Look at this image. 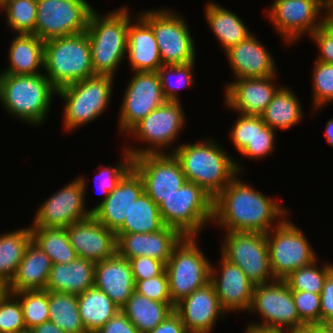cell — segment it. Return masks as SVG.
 <instances>
[{
  "instance_id": "obj_1",
  "label": "cell",
  "mask_w": 333,
  "mask_h": 333,
  "mask_svg": "<svg viewBox=\"0 0 333 333\" xmlns=\"http://www.w3.org/2000/svg\"><path fill=\"white\" fill-rule=\"evenodd\" d=\"M241 176L238 173L214 198L212 224L224 229V232L266 234L280 224L290 211L254 185L242 181Z\"/></svg>"
},
{
  "instance_id": "obj_2",
  "label": "cell",
  "mask_w": 333,
  "mask_h": 333,
  "mask_svg": "<svg viewBox=\"0 0 333 333\" xmlns=\"http://www.w3.org/2000/svg\"><path fill=\"white\" fill-rule=\"evenodd\" d=\"M194 142L179 143L173 154L186 180L215 198L238 173H243V163L230 156L221 143L211 137Z\"/></svg>"
},
{
  "instance_id": "obj_3",
  "label": "cell",
  "mask_w": 333,
  "mask_h": 333,
  "mask_svg": "<svg viewBox=\"0 0 333 333\" xmlns=\"http://www.w3.org/2000/svg\"><path fill=\"white\" fill-rule=\"evenodd\" d=\"M128 5L100 14L94 9L89 17L86 33L91 47L94 75L116 77L118 68L126 59L129 23L132 15Z\"/></svg>"
},
{
  "instance_id": "obj_4",
  "label": "cell",
  "mask_w": 333,
  "mask_h": 333,
  "mask_svg": "<svg viewBox=\"0 0 333 333\" xmlns=\"http://www.w3.org/2000/svg\"><path fill=\"white\" fill-rule=\"evenodd\" d=\"M57 89L44 73H0V105L12 118L38 127L46 122Z\"/></svg>"
},
{
  "instance_id": "obj_5",
  "label": "cell",
  "mask_w": 333,
  "mask_h": 333,
  "mask_svg": "<svg viewBox=\"0 0 333 333\" xmlns=\"http://www.w3.org/2000/svg\"><path fill=\"white\" fill-rule=\"evenodd\" d=\"M186 118L181 101H166L135 124L125 135L129 136V139L136 138L134 142H141L139 145L144 144L145 147L126 144L123 148L133 158L147 154H173L179 146L175 143L177 141L178 144V138L186 125Z\"/></svg>"
},
{
  "instance_id": "obj_6",
  "label": "cell",
  "mask_w": 333,
  "mask_h": 333,
  "mask_svg": "<svg viewBox=\"0 0 333 333\" xmlns=\"http://www.w3.org/2000/svg\"><path fill=\"white\" fill-rule=\"evenodd\" d=\"M115 77L94 75L57 90L62 98V130L72 133L97 120L109 109Z\"/></svg>"
},
{
  "instance_id": "obj_7",
  "label": "cell",
  "mask_w": 333,
  "mask_h": 333,
  "mask_svg": "<svg viewBox=\"0 0 333 333\" xmlns=\"http://www.w3.org/2000/svg\"><path fill=\"white\" fill-rule=\"evenodd\" d=\"M43 73L57 90L94 76L87 33L46 40Z\"/></svg>"
},
{
  "instance_id": "obj_8",
  "label": "cell",
  "mask_w": 333,
  "mask_h": 333,
  "mask_svg": "<svg viewBox=\"0 0 333 333\" xmlns=\"http://www.w3.org/2000/svg\"><path fill=\"white\" fill-rule=\"evenodd\" d=\"M153 30L162 65H182L196 61V41L182 14L170 8L136 12Z\"/></svg>"
},
{
  "instance_id": "obj_9",
  "label": "cell",
  "mask_w": 333,
  "mask_h": 333,
  "mask_svg": "<svg viewBox=\"0 0 333 333\" xmlns=\"http://www.w3.org/2000/svg\"><path fill=\"white\" fill-rule=\"evenodd\" d=\"M213 201L202 187L186 181L158 207L165 226L178 229L184 236L199 237L212 224Z\"/></svg>"
},
{
  "instance_id": "obj_10",
  "label": "cell",
  "mask_w": 333,
  "mask_h": 333,
  "mask_svg": "<svg viewBox=\"0 0 333 333\" xmlns=\"http://www.w3.org/2000/svg\"><path fill=\"white\" fill-rule=\"evenodd\" d=\"M197 241V236H185L174 248L165 265L169 294L174 307L210 282L212 263Z\"/></svg>"
},
{
  "instance_id": "obj_11",
  "label": "cell",
  "mask_w": 333,
  "mask_h": 333,
  "mask_svg": "<svg viewBox=\"0 0 333 333\" xmlns=\"http://www.w3.org/2000/svg\"><path fill=\"white\" fill-rule=\"evenodd\" d=\"M289 219L287 216L266 233L271 270L280 280L318 259L304 231Z\"/></svg>"
},
{
  "instance_id": "obj_12",
  "label": "cell",
  "mask_w": 333,
  "mask_h": 333,
  "mask_svg": "<svg viewBox=\"0 0 333 333\" xmlns=\"http://www.w3.org/2000/svg\"><path fill=\"white\" fill-rule=\"evenodd\" d=\"M87 187L88 181L84 175L68 181L38 206L30 227L67 228L89 218L92 212L86 208Z\"/></svg>"
},
{
  "instance_id": "obj_13",
  "label": "cell",
  "mask_w": 333,
  "mask_h": 333,
  "mask_svg": "<svg viewBox=\"0 0 333 333\" xmlns=\"http://www.w3.org/2000/svg\"><path fill=\"white\" fill-rule=\"evenodd\" d=\"M270 5L265 17L287 47L304 35L309 37L327 21L324 0H274Z\"/></svg>"
},
{
  "instance_id": "obj_14",
  "label": "cell",
  "mask_w": 333,
  "mask_h": 333,
  "mask_svg": "<svg viewBox=\"0 0 333 333\" xmlns=\"http://www.w3.org/2000/svg\"><path fill=\"white\" fill-rule=\"evenodd\" d=\"M247 313L258 315L261 319L251 323L275 328L285 333L305 326L300 320L292 291L285 280L275 279L269 283L256 285L251 307Z\"/></svg>"
},
{
  "instance_id": "obj_15",
  "label": "cell",
  "mask_w": 333,
  "mask_h": 333,
  "mask_svg": "<svg viewBox=\"0 0 333 333\" xmlns=\"http://www.w3.org/2000/svg\"><path fill=\"white\" fill-rule=\"evenodd\" d=\"M221 243V254L240 267L255 286L275 280L265 233L224 232Z\"/></svg>"
},
{
  "instance_id": "obj_16",
  "label": "cell",
  "mask_w": 333,
  "mask_h": 333,
  "mask_svg": "<svg viewBox=\"0 0 333 333\" xmlns=\"http://www.w3.org/2000/svg\"><path fill=\"white\" fill-rule=\"evenodd\" d=\"M94 9L87 0H37L33 34L46 41L86 32Z\"/></svg>"
},
{
  "instance_id": "obj_17",
  "label": "cell",
  "mask_w": 333,
  "mask_h": 333,
  "mask_svg": "<svg viewBox=\"0 0 333 333\" xmlns=\"http://www.w3.org/2000/svg\"><path fill=\"white\" fill-rule=\"evenodd\" d=\"M118 114V132L123 136L166 99L157 72H131ZM125 133V134H124Z\"/></svg>"
},
{
  "instance_id": "obj_18",
  "label": "cell",
  "mask_w": 333,
  "mask_h": 333,
  "mask_svg": "<svg viewBox=\"0 0 333 333\" xmlns=\"http://www.w3.org/2000/svg\"><path fill=\"white\" fill-rule=\"evenodd\" d=\"M132 167L141 176L144 192L159 206L187 181L174 154H147L133 158Z\"/></svg>"
},
{
  "instance_id": "obj_19",
  "label": "cell",
  "mask_w": 333,
  "mask_h": 333,
  "mask_svg": "<svg viewBox=\"0 0 333 333\" xmlns=\"http://www.w3.org/2000/svg\"><path fill=\"white\" fill-rule=\"evenodd\" d=\"M279 76L239 78L224 86L227 109L243 115L261 116L276 92L282 87L275 81Z\"/></svg>"
},
{
  "instance_id": "obj_20",
  "label": "cell",
  "mask_w": 333,
  "mask_h": 333,
  "mask_svg": "<svg viewBox=\"0 0 333 333\" xmlns=\"http://www.w3.org/2000/svg\"><path fill=\"white\" fill-rule=\"evenodd\" d=\"M219 266L211 264L210 282L214 285L220 305L229 314L248 312L255 285L244 271L220 253ZM218 267V268H217Z\"/></svg>"
},
{
  "instance_id": "obj_21",
  "label": "cell",
  "mask_w": 333,
  "mask_h": 333,
  "mask_svg": "<svg viewBox=\"0 0 333 333\" xmlns=\"http://www.w3.org/2000/svg\"><path fill=\"white\" fill-rule=\"evenodd\" d=\"M188 333H212L218 319L228 313L222 308L214 285L209 282L175 305Z\"/></svg>"
},
{
  "instance_id": "obj_22",
  "label": "cell",
  "mask_w": 333,
  "mask_h": 333,
  "mask_svg": "<svg viewBox=\"0 0 333 333\" xmlns=\"http://www.w3.org/2000/svg\"><path fill=\"white\" fill-rule=\"evenodd\" d=\"M117 254L125 259L148 256L163 262L170 259L174 248L185 237L178 229L164 226L153 233H115Z\"/></svg>"
},
{
  "instance_id": "obj_23",
  "label": "cell",
  "mask_w": 333,
  "mask_h": 333,
  "mask_svg": "<svg viewBox=\"0 0 333 333\" xmlns=\"http://www.w3.org/2000/svg\"><path fill=\"white\" fill-rule=\"evenodd\" d=\"M66 229L70 244L78 257L97 263L117 253L115 232L106 228L93 215Z\"/></svg>"
},
{
  "instance_id": "obj_24",
  "label": "cell",
  "mask_w": 333,
  "mask_h": 333,
  "mask_svg": "<svg viewBox=\"0 0 333 333\" xmlns=\"http://www.w3.org/2000/svg\"><path fill=\"white\" fill-rule=\"evenodd\" d=\"M224 53L234 80L279 75L272 53L258 40L256 34L252 33Z\"/></svg>"
},
{
  "instance_id": "obj_25",
  "label": "cell",
  "mask_w": 333,
  "mask_h": 333,
  "mask_svg": "<svg viewBox=\"0 0 333 333\" xmlns=\"http://www.w3.org/2000/svg\"><path fill=\"white\" fill-rule=\"evenodd\" d=\"M143 193L141 176L131 167L92 215L106 228L116 232L123 225L124 219L128 218L133 202Z\"/></svg>"
},
{
  "instance_id": "obj_26",
  "label": "cell",
  "mask_w": 333,
  "mask_h": 333,
  "mask_svg": "<svg viewBox=\"0 0 333 333\" xmlns=\"http://www.w3.org/2000/svg\"><path fill=\"white\" fill-rule=\"evenodd\" d=\"M94 287L103 291L121 309L135 291L129 260L116 253L95 263Z\"/></svg>"
},
{
  "instance_id": "obj_27",
  "label": "cell",
  "mask_w": 333,
  "mask_h": 333,
  "mask_svg": "<svg viewBox=\"0 0 333 333\" xmlns=\"http://www.w3.org/2000/svg\"><path fill=\"white\" fill-rule=\"evenodd\" d=\"M126 58L131 72H157L162 66L154 32L139 15L128 26Z\"/></svg>"
},
{
  "instance_id": "obj_28",
  "label": "cell",
  "mask_w": 333,
  "mask_h": 333,
  "mask_svg": "<svg viewBox=\"0 0 333 333\" xmlns=\"http://www.w3.org/2000/svg\"><path fill=\"white\" fill-rule=\"evenodd\" d=\"M50 257L33 240L27 245L13 280L8 285L9 293L26 290H44L50 275Z\"/></svg>"
},
{
  "instance_id": "obj_29",
  "label": "cell",
  "mask_w": 333,
  "mask_h": 333,
  "mask_svg": "<svg viewBox=\"0 0 333 333\" xmlns=\"http://www.w3.org/2000/svg\"><path fill=\"white\" fill-rule=\"evenodd\" d=\"M95 263L78 257L70 263L52 264L45 290L80 295L94 287Z\"/></svg>"
},
{
  "instance_id": "obj_30",
  "label": "cell",
  "mask_w": 333,
  "mask_h": 333,
  "mask_svg": "<svg viewBox=\"0 0 333 333\" xmlns=\"http://www.w3.org/2000/svg\"><path fill=\"white\" fill-rule=\"evenodd\" d=\"M8 49L7 68L0 73L34 75L44 71V44L34 34H16Z\"/></svg>"
},
{
  "instance_id": "obj_31",
  "label": "cell",
  "mask_w": 333,
  "mask_h": 333,
  "mask_svg": "<svg viewBox=\"0 0 333 333\" xmlns=\"http://www.w3.org/2000/svg\"><path fill=\"white\" fill-rule=\"evenodd\" d=\"M204 10L207 25L224 52L253 33L241 17L225 6L210 0L205 3Z\"/></svg>"
},
{
  "instance_id": "obj_32",
  "label": "cell",
  "mask_w": 333,
  "mask_h": 333,
  "mask_svg": "<svg viewBox=\"0 0 333 333\" xmlns=\"http://www.w3.org/2000/svg\"><path fill=\"white\" fill-rule=\"evenodd\" d=\"M297 94L289 86H282L261 115L273 130L288 131L303 120L304 109ZM279 129V130H278Z\"/></svg>"
},
{
  "instance_id": "obj_33",
  "label": "cell",
  "mask_w": 333,
  "mask_h": 333,
  "mask_svg": "<svg viewBox=\"0 0 333 333\" xmlns=\"http://www.w3.org/2000/svg\"><path fill=\"white\" fill-rule=\"evenodd\" d=\"M121 310L140 333L155 329L174 311L172 302H158L133 292Z\"/></svg>"
},
{
  "instance_id": "obj_34",
  "label": "cell",
  "mask_w": 333,
  "mask_h": 333,
  "mask_svg": "<svg viewBox=\"0 0 333 333\" xmlns=\"http://www.w3.org/2000/svg\"><path fill=\"white\" fill-rule=\"evenodd\" d=\"M82 324L87 333H96L120 308L101 290L92 287L77 296Z\"/></svg>"
},
{
  "instance_id": "obj_35",
  "label": "cell",
  "mask_w": 333,
  "mask_h": 333,
  "mask_svg": "<svg viewBox=\"0 0 333 333\" xmlns=\"http://www.w3.org/2000/svg\"><path fill=\"white\" fill-rule=\"evenodd\" d=\"M31 240L30 225L0 234V280L7 285L13 280Z\"/></svg>"
},
{
  "instance_id": "obj_36",
  "label": "cell",
  "mask_w": 333,
  "mask_h": 333,
  "mask_svg": "<svg viewBox=\"0 0 333 333\" xmlns=\"http://www.w3.org/2000/svg\"><path fill=\"white\" fill-rule=\"evenodd\" d=\"M164 226L158 205L144 192L133 202L128 218L115 233H153Z\"/></svg>"
},
{
  "instance_id": "obj_37",
  "label": "cell",
  "mask_w": 333,
  "mask_h": 333,
  "mask_svg": "<svg viewBox=\"0 0 333 333\" xmlns=\"http://www.w3.org/2000/svg\"><path fill=\"white\" fill-rule=\"evenodd\" d=\"M32 240L50 257L52 264L70 263L77 258L66 228L31 227Z\"/></svg>"
},
{
  "instance_id": "obj_38",
  "label": "cell",
  "mask_w": 333,
  "mask_h": 333,
  "mask_svg": "<svg viewBox=\"0 0 333 333\" xmlns=\"http://www.w3.org/2000/svg\"><path fill=\"white\" fill-rule=\"evenodd\" d=\"M49 320L67 333H87L80 318L77 295L49 291Z\"/></svg>"
},
{
  "instance_id": "obj_39",
  "label": "cell",
  "mask_w": 333,
  "mask_h": 333,
  "mask_svg": "<svg viewBox=\"0 0 333 333\" xmlns=\"http://www.w3.org/2000/svg\"><path fill=\"white\" fill-rule=\"evenodd\" d=\"M195 62L196 61H193L182 65H162L157 70L166 101L180 102L178 92H180L181 89L194 86Z\"/></svg>"
},
{
  "instance_id": "obj_40",
  "label": "cell",
  "mask_w": 333,
  "mask_h": 333,
  "mask_svg": "<svg viewBox=\"0 0 333 333\" xmlns=\"http://www.w3.org/2000/svg\"><path fill=\"white\" fill-rule=\"evenodd\" d=\"M6 27L15 34H33L36 27L37 0H8L1 8Z\"/></svg>"
},
{
  "instance_id": "obj_41",
  "label": "cell",
  "mask_w": 333,
  "mask_h": 333,
  "mask_svg": "<svg viewBox=\"0 0 333 333\" xmlns=\"http://www.w3.org/2000/svg\"><path fill=\"white\" fill-rule=\"evenodd\" d=\"M319 265L318 258L313 263L293 271L284 279L290 290L321 294L324 281L327 275L333 270V263L324 261Z\"/></svg>"
},
{
  "instance_id": "obj_42",
  "label": "cell",
  "mask_w": 333,
  "mask_h": 333,
  "mask_svg": "<svg viewBox=\"0 0 333 333\" xmlns=\"http://www.w3.org/2000/svg\"><path fill=\"white\" fill-rule=\"evenodd\" d=\"M12 294L20 301L28 331L36 325L49 321V291L26 290Z\"/></svg>"
},
{
  "instance_id": "obj_43",
  "label": "cell",
  "mask_w": 333,
  "mask_h": 333,
  "mask_svg": "<svg viewBox=\"0 0 333 333\" xmlns=\"http://www.w3.org/2000/svg\"><path fill=\"white\" fill-rule=\"evenodd\" d=\"M312 112L333 103V64L315 60L311 71Z\"/></svg>"
},
{
  "instance_id": "obj_44",
  "label": "cell",
  "mask_w": 333,
  "mask_h": 333,
  "mask_svg": "<svg viewBox=\"0 0 333 333\" xmlns=\"http://www.w3.org/2000/svg\"><path fill=\"white\" fill-rule=\"evenodd\" d=\"M122 149L119 161L114 163L113 166H103L102 164L98 167L101 168L100 170L96 169L98 174L95 176L97 177V180L94 179V183L97 186V189L100 190L102 199L94 207L90 208L91 212H93L109 196V193L115 189L120 179L132 167L133 157L125 148Z\"/></svg>"
},
{
  "instance_id": "obj_45",
  "label": "cell",
  "mask_w": 333,
  "mask_h": 333,
  "mask_svg": "<svg viewBox=\"0 0 333 333\" xmlns=\"http://www.w3.org/2000/svg\"><path fill=\"white\" fill-rule=\"evenodd\" d=\"M276 133L275 130L265 124L261 116H255V137L240 155L255 161L265 159L271 153L273 154L276 145Z\"/></svg>"
},
{
  "instance_id": "obj_46",
  "label": "cell",
  "mask_w": 333,
  "mask_h": 333,
  "mask_svg": "<svg viewBox=\"0 0 333 333\" xmlns=\"http://www.w3.org/2000/svg\"><path fill=\"white\" fill-rule=\"evenodd\" d=\"M27 331L20 301L8 292L0 301V332L24 333Z\"/></svg>"
},
{
  "instance_id": "obj_47",
  "label": "cell",
  "mask_w": 333,
  "mask_h": 333,
  "mask_svg": "<svg viewBox=\"0 0 333 333\" xmlns=\"http://www.w3.org/2000/svg\"><path fill=\"white\" fill-rule=\"evenodd\" d=\"M292 297L300 320L305 325H321L320 294L292 291Z\"/></svg>"
},
{
  "instance_id": "obj_48",
  "label": "cell",
  "mask_w": 333,
  "mask_h": 333,
  "mask_svg": "<svg viewBox=\"0 0 333 333\" xmlns=\"http://www.w3.org/2000/svg\"><path fill=\"white\" fill-rule=\"evenodd\" d=\"M236 115L237 120H234L228 131V140L240 154L255 137V116L240 113Z\"/></svg>"
},
{
  "instance_id": "obj_49",
  "label": "cell",
  "mask_w": 333,
  "mask_h": 333,
  "mask_svg": "<svg viewBox=\"0 0 333 333\" xmlns=\"http://www.w3.org/2000/svg\"><path fill=\"white\" fill-rule=\"evenodd\" d=\"M135 292L158 302H172L165 270L158 276L135 281Z\"/></svg>"
},
{
  "instance_id": "obj_50",
  "label": "cell",
  "mask_w": 333,
  "mask_h": 333,
  "mask_svg": "<svg viewBox=\"0 0 333 333\" xmlns=\"http://www.w3.org/2000/svg\"><path fill=\"white\" fill-rule=\"evenodd\" d=\"M309 38L318 46L315 60L333 64V22L326 21Z\"/></svg>"
},
{
  "instance_id": "obj_51",
  "label": "cell",
  "mask_w": 333,
  "mask_h": 333,
  "mask_svg": "<svg viewBox=\"0 0 333 333\" xmlns=\"http://www.w3.org/2000/svg\"><path fill=\"white\" fill-rule=\"evenodd\" d=\"M134 281L145 280L160 275L165 264L148 256H138L129 260Z\"/></svg>"
},
{
  "instance_id": "obj_52",
  "label": "cell",
  "mask_w": 333,
  "mask_h": 333,
  "mask_svg": "<svg viewBox=\"0 0 333 333\" xmlns=\"http://www.w3.org/2000/svg\"><path fill=\"white\" fill-rule=\"evenodd\" d=\"M321 325L333 326V270L327 275L320 294Z\"/></svg>"
},
{
  "instance_id": "obj_53",
  "label": "cell",
  "mask_w": 333,
  "mask_h": 333,
  "mask_svg": "<svg viewBox=\"0 0 333 333\" xmlns=\"http://www.w3.org/2000/svg\"><path fill=\"white\" fill-rule=\"evenodd\" d=\"M96 333H140L136 326L129 321L127 315L120 309Z\"/></svg>"
},
{
  "instance_id": "obj_54",
  "label": "cell",
  "mask_w": 333,
  "mask_h": 333,
  "mask_svg": "<svg viewBox=\"0 0 333 333\" xmlns=\"http://www.w3.org/2000/svg\"><path fill=\"white\" fill-rule=\"evenodd\" d=\"M146 333H188L180 316L173 311L155 329Z\"/></svg>"
},
{
  "instance_id": "obj_55",
  "label": "cell",
  "mask_w": 333,
  "mask_h": 333,
  "mask_svg": "<svg viewBox=\"0 0 333 333\" xmlns=\"http://www.w3.org/2000/svg\"><path fill=\"white\" fill-rule=\"evenodd\" d=\"M30 333H67L56 326L52 321H46L34 326L29 330Z\"/></svg>"
},
{
  "instance_id": "obj_56",
  "label": "cell",
  "mask_w": 333,
  "mask_h": 333,
  "mask_svg": "<svg viewBox=\"0 0 333 333\" xmlns=\"http://www.w3.org/2000/svg\"><path fill=\"white\" fill-rule=\"evenodd\" d=\"M289 333H333V326L305 325L299 330H295Z\"/></svg>"
},
{
  "instance_id": "obj_57",
  "label": "cell",
  "mask_w": 333,
  "mask_h": 333,
  "mask_svg": "<svg viewBox=\"0 0 333 333\" xmlns=\"http://www.w3.org/2000/svg\"><path fill=\"white\" fill-rule=\"evenodd\" d=\"M244 333H285V332L268 326L254 324L249 321L246 324Z\"/></svg>"
},
{
  "instance_id": "obj_58",
  "label": "cell",
  "mask_w": 333,
  "mask_h": 333,
  "mask_svg": "<svg viewBox=\"0 0 333 333\" xmlns=\"http://www.w3.org/2000/svg\"><path fill=\"white\" fill-rule=\"evenodd\" d=\"M324 132H325V137L327 139V142L330 144L331 147H333V118L329 119L326 122Z\"/></svg>"
},
{
  "instance_id": "obj_59",
  "label": "cell",
  "mask_w": 333,
  "mask_h": 333,
  "mask_svg": "<svg viewBox=\"0 0 333 333\" xmlns=\"http://www.w3.org/2000/svg\"><path fill=\"white\" fill-rule=\"evenodd\" d=\"M324 13L326 20L333 22V0H324Z\"/></svg>"
},
{
  "instance_id": "obj_60",
  "label": "cell",
  "mask_w": 333,
  "mask_h": 333,
  "mask_svg": "<svg viewBox=\"0 0 333 333\" xmlns=\"http://www.w3.org/2000/svg\"><path fill=\"white\" fill-rule=\"evenodd\" d=\"M8 292V285L0 280V301L6 296Z\"/></svg>"
},
{
  "instance_id": "obj_61",
  "label": "cell",
  "mask_w": 333,
  "mask_h": 333,
  "mask_svg": "<svg viewBox=\"0 0 333 333\" xmlns=\"http://www.w3.org/2000/svg\"><path fill=\"white\" fill-rule=\"evenodd\" d=\"M8 0H0V8L7 2Z\"/></svg>"
}]
</instances>
